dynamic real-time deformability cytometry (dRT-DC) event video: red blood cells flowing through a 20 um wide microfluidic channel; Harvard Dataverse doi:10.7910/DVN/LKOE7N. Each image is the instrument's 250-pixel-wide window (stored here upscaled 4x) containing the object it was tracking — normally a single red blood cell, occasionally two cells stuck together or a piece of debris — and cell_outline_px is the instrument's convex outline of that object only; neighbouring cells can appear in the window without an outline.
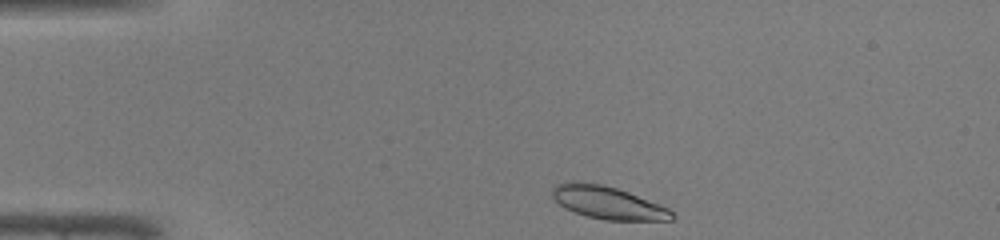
{"species": "common noctule bat (a hibernating species)", "species_latin": "Nyctalus noctula", "temperature_condition": "warm", "stored_images_in_passage": 39, "camera_frame_rate_fps": 3000, "um_per_image_px": 0.085, "animal": {"sex": "male", "body_mass_g": 19.0, "forearm_length_mm": 50.8}, "frame": {"image": 1, "passage_image": 1, "time_ms": 0.0, "image_size_px": [1000, 240], "cell_outline_px": [[676, 216], [672, 220], [604, 220], [588, 216], [564, 208], [552, 196], [552, 188], [556, 184], [568, 180], [576, 180], [600, 184], [616, 188], [628, 192], [668, 208]], "centroid_in_image_um": [51.63, 17.21], "position_along_channel_um": 33.4, "area_um2": 22.72}}
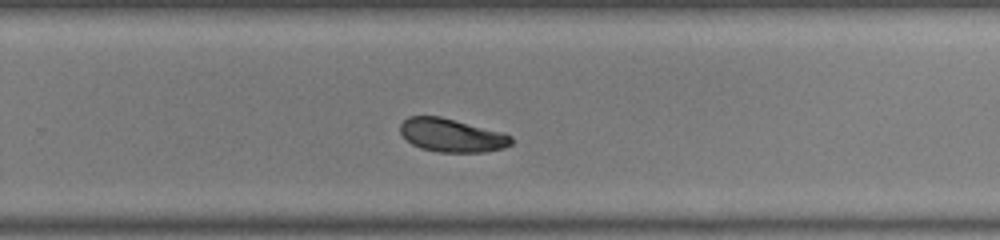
{"frame": {"image": 2, "passage_image": 23, "time_ms": 7.333, "image_size_px": [1000, 240], "cell_outline_px": [[512, 144], [504, 148], [484, 152], [436, 152], [420, 148], [412, 144], [400, 132], [400, 124], [408, 116], [440, 116], [504, 132], [512, 136]], "centroid_in_image_um": [38.42, 11.5], "position_along_channel_um": 291.4, "area_um2": 21.73}}
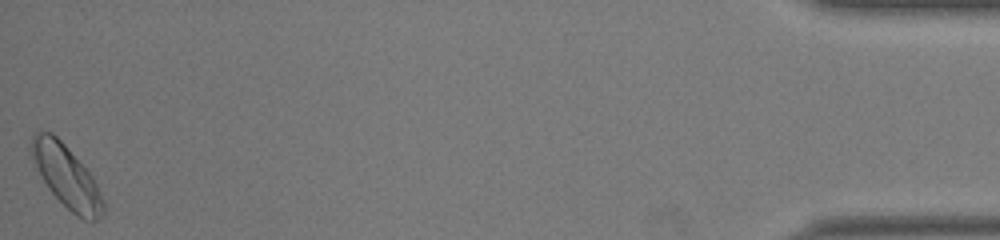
{"frame": {"image": 3, "passage_image": 39, "time_ms": 12.667, "image_size_px": [1000, 240], "cell_outline_px": [[104, 212], [92, 224], [76, 216], [48, 188], [28, 152], [32, 136], [36, 132], [52, 132], [64, 144], [92, 176], [104, 200]], "centroid_in_image_um": [5.64, 15.01], "position_along_channel_um": 429.6, "area_um2": 25.84}, "authors_computed_cell_mechanics": {"area_um2": 22.7154, "velocity_mm_per_s": 4.2558, "shape_relaxation_time_tau1_ms": 2.9501, "shape_relaxation_time_tau2_ms": null, "deformation_change_tau1": 0.1236, "deformation_change_tau2": null}}